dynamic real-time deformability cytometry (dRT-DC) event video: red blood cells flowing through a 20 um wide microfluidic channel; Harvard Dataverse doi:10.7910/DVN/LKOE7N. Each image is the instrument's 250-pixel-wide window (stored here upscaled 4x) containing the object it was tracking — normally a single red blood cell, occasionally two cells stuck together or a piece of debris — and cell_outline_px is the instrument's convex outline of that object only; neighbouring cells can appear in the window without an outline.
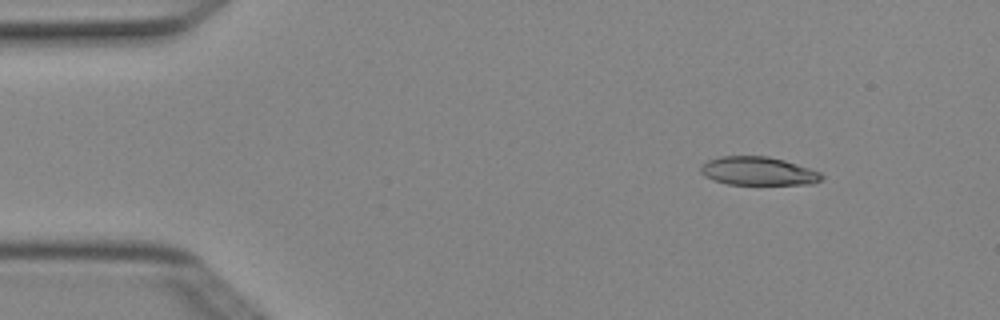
{"species": "Egyptian fruit bat (a non-hibernating species)", "species_latin": "Rousettus aegyptiacus", "temperature_condition": "cold", "stored_images_in_passage": 3, "camera_frame_rate_fps": 3000, "um_per_image_px": 0.085, "animal": {"sex": "female"}, "frame": {"image": 1, "passage_image": 1, "time_ms": 0.0, "image_size_px": [1000, 320], "cell_outline_px": [[824, 176], [820, 180], [812, 184], [728, 184], [704, 176], [700, 172], [700, 168], [708, 160], [720, 156], [768, 156], [784, 160], [820, 172]], "centroid_in_image_um": [64.44, 14.54], "position_along_channel_um": 20.6, "area_um2": 19.83}}
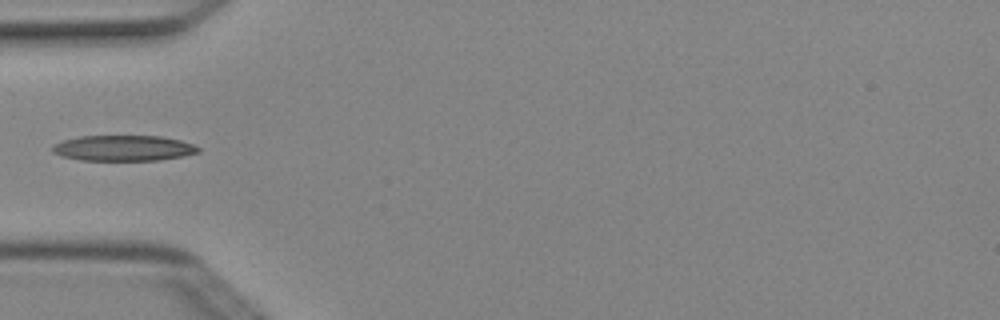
{"frame": {"image": 2, "passage_image": 3, "time_ms": 0.667, "image_size_px": [1000, 320], "cell_outline_px": [[200, 152], [184, 156], [156, 160], [80, 160], [60, 156], [52, 152], [52, 144], [64, 140], [80, 136], [160, 136], [180, 140], [192, 144], [200, 148]], "centroid_in_image_um": [10.47, 12.59], "position_along_channel_um": 74.5, "area_um2": 21.79}}